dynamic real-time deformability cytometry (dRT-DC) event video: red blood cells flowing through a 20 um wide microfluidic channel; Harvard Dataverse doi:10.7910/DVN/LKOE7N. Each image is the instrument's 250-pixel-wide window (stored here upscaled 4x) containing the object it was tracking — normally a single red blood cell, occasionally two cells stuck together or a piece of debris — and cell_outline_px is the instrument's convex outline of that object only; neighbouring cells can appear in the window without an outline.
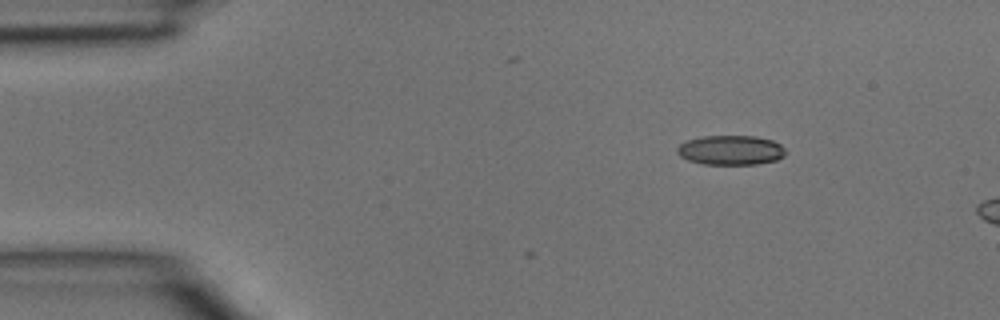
{"species": "common noctule bat (a hibernating species)", "species_latin": "Nyctalus noctula", "temperature_condition": "room temperature", "stored_images_in_passage": 2, "camera_frame_rate_fps": 3000, "um_per_image_px": 0.085, "animal": {"sex": "male", "body_mass_g": 15.6}, "frame": {"image": 1, "passage_image": 1, "time_ms": 0.0, "image_size_px": [1000, 320], "cell_outline_px": [[784, 156], [776, 160], [756, 164], [704, 164], [688, 160], [680, 156], [676, 152], [676, 148], [680, 144], [688, 140], [704, 136], [756, 136], [772, 140], [780, 144], [784, 148]], "centroid_in_image_um": [62.1, 12.76], "position_along_channel_um": 22.9, "area_um2": 18.61}}